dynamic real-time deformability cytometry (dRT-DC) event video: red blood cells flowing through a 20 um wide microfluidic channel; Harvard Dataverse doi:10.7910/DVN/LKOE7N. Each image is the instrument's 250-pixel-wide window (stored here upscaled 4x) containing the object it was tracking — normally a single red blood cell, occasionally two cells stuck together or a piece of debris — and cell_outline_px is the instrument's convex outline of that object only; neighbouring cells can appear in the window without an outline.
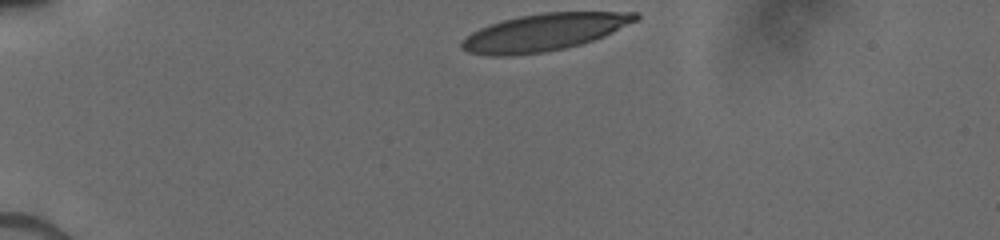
{"species": "human", "species_latin": "Homo sapiens", "temperature_condition": "cold", "stored_images_in_passage": 33, "camera_frame_rate_fps": 3000, "um_per_image_px": 0.085, "donor": {"sex": "male"}, "frame": {"image": 1, "passage_image": 1, "time_ms": 0.0, "image_size_px": [1000, 240], "cell_outline_px": [[640, 16], [636, 20], [604, 36], [580, 44], [564, 48], [544, 52], [512, 56], [488, 56], [468, 52], [460, 48], [460, 44], [472, 32], [480, 28], [500, 20], [520, 16], [544, 12], [640, 12]], "centroid_in_image_um": [46.22, 2.74], "position_along_channel_um": 38.8, "area_um2": 37.51}}
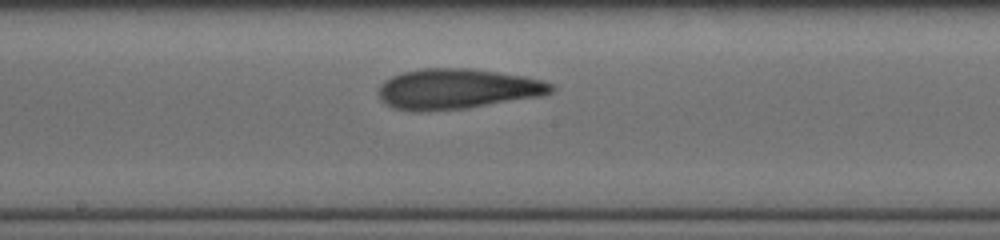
{"frame": {"image": 2, "passage_image": 18, "time_ms": 5.667, "image_size_px": [1000, 240], "cell_outline_px": [[556, 88], [552, 92], [540, 96], [464, 108], [416, 112], [396, 108], [380, 100], [380, 84], [384, 80], [392, 76], [404, 72], [420, 68], [472, 68], [524, 76], [544, 80], [552, 84]], "centroid_in_image_um": [38.87, 7.54], "position_along_channel_um": 209.3, "area_um2": 40.34}}
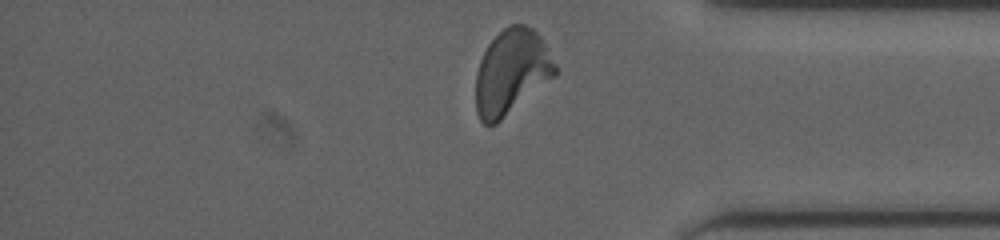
{"frame": {"image": 3, "passage_image": 33, "time_ms": 10.333, "image_size_px": [1000, 240], "cell_outline_px": [[556, 76], [496, 124], [484, 124], [480, 120], [476, 112], [476, 72], [480, 60], [488, 44], [504, 28], [512, 24], [524, 24], [532, 28], [540, 36], [548, 48], [556, 64]], "centroid_in_image_um": [43.48, 6.12], "position_along_channel_um": 391.7, "area_um2": 39.3}}